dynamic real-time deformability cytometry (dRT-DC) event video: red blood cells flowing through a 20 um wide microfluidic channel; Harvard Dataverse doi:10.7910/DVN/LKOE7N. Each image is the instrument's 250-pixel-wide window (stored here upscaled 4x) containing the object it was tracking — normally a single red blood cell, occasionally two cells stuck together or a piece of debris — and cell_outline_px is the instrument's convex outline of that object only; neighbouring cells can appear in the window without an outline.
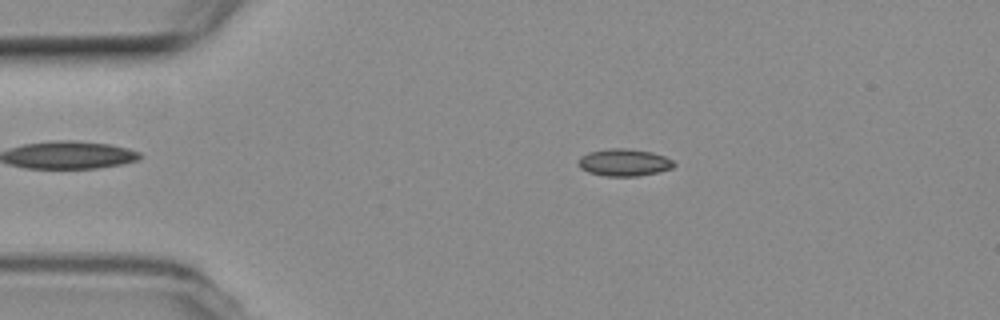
{"species": "common noctule bat (a hibernating species)", "species_latin": "Nyctalus noctula", "temperature_condition": "room temperature", "stored_images_in_passage": 54, "camera_frame_rate_fps": 3000, "um_per_image_px": 0.085, "animal": {"sex": "female", "body_mass_g": 19.3, "forearm_length_mm": 54.1}, "frame": {"image": 1, "passage_image": 10, "time_ms": 3.0, "image_size_px": [1000, 320], "cell_outline_px": [[676, 164], [672, 168], [656, 172], [636, 176], [604, 176], [588, 172], [580, 168], [580, 156], [588, 152], [612, 148], [624, 148], [652, 152], [664, 156], [672, 160]], "centroid_in_image_um": [53.05, 13.81], "position_along_channel_um": 32.0, "area_um2": 14.97}}
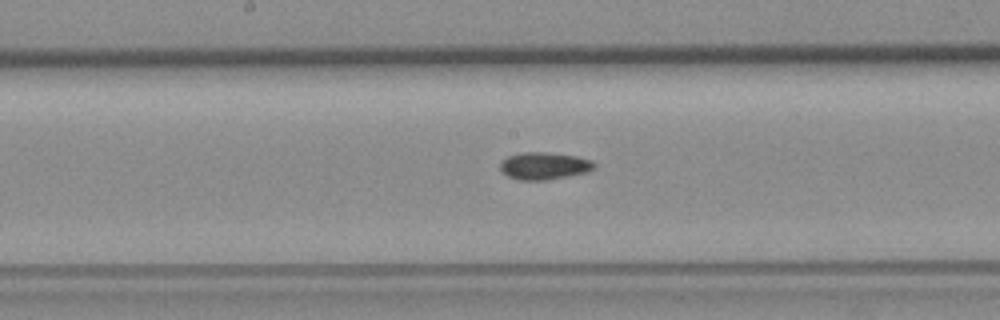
{"frame": {"image": 2, "passage_image": 27, "time_ms": 8.667, "image_size_px": [1000, 320], "cell_outline_px": [[596, 164], [588, 172], [568, 176], [544, 180], [520, 180], [508, 176], [500, 168], [500, 164], [508, 156], [524, 152], [544, 152], [576, 156], [592, 160]], "centroid_in_image_um": [46.27, 14.1], "position_along_channel_um": 201.9, "area_um2": 14.74}}
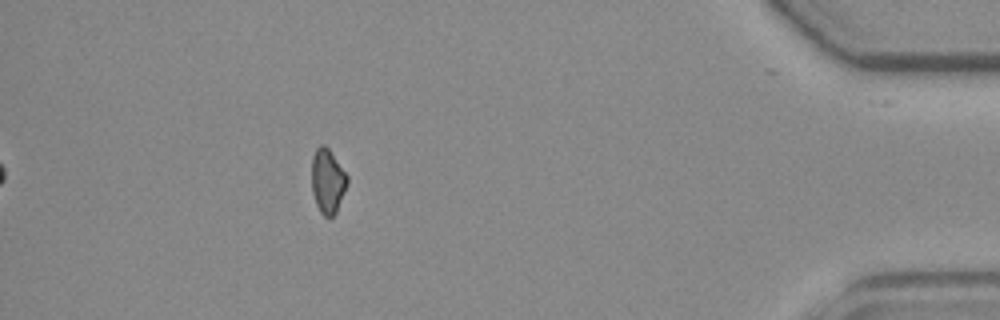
{"frame": {"image": 3, "passage_image": 48, "time_ms": 15.667, "image_size_px": [1000, 320], "cell_outline_px": [[348, 180], [336, 212], [332, 216], [324, 216], [320, 212], [316, 204], [312, 192], [312, 156], [316, 148], [320, 144], [324, 144], [328, 148], [348, 176]], "centroid_in_image_um": [27.82, 15.37], "position_along_channel_um": 407.4, "area_um2": 13.18}}